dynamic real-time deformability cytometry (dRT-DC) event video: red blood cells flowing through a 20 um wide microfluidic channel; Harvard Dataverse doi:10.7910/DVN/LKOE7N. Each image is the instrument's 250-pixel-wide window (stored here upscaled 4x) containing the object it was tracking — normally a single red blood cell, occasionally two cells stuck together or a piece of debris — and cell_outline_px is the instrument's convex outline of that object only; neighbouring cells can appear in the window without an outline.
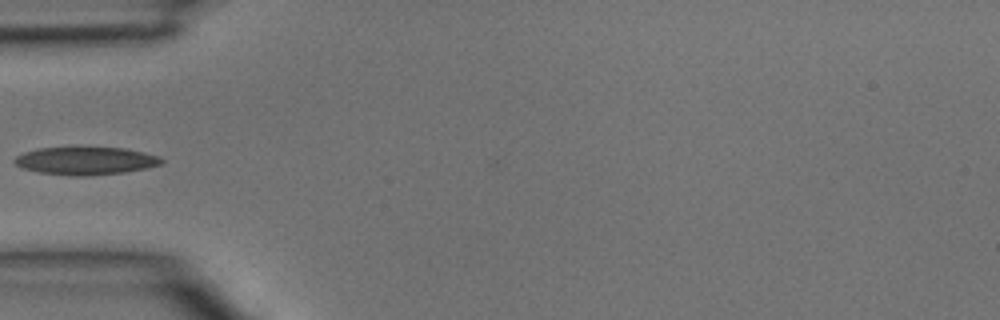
{"species": "common noctule bat (a hibernating species)", "species_latin": "Nyctalus noctula", "temperature_condition": "room temperature", "stored_images_in_passage": 3, "camera_frame_rate_fps": 3000, "um_per_image_px": 0.085, "animal": {"sex": "male", "body_mass_g": 15.6}, "frame": {"image": 1, "passage_image": 3, "time_ms": 0.667, "image_size_px": [1000, 320], "cell_outline_px": [[164, 164], [148, 168], [124, 172], [88, 176], [68, 176], [40, 172], [24, 168], [16, 164], [12, 160], [16, 156], [24, 152], [40, 148], [124, 148], [144, 152], [160, 156], [164, 160]], "centroid_in_image_um": [7.34, 13.68], "position_along_channel_um": 77.7, "area_um2": 23.81}}